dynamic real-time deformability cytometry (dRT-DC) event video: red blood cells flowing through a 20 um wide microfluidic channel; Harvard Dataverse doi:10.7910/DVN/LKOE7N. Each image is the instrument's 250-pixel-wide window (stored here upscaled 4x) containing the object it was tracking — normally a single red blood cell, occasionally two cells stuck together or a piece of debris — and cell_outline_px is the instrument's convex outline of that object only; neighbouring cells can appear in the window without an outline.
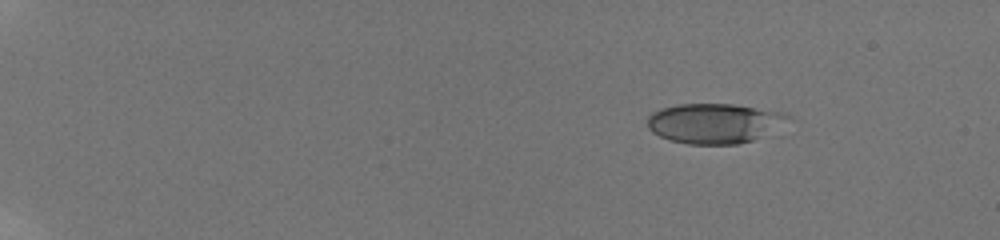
{"species": "human", "species_latin": "Homo sapiens", "temperature_condition": "room temperature", "stored_images_in_passage": 27, "camera_frame_rate_fps": 3000, "um_per_image_px": 0.085, "donor": {"sex": "male"}, "frame": {"image": 1, "passage_image": 1, "time_ms": 0.0, "image_size_px": [1000, 240], "cell_outline_px": [[796, 120], [752, 140], [736, 144], [688, 144], [672, 140], [660, 136], [652, 132], [648, 128], [648, 116], [652, 112], [660, 108], [676, 104], [736, 104], [788, 112]], "centroid_in_image_um": [60.81, 10.45], "position_along_channel_um": 24.2, "area_um2": 33.29}}
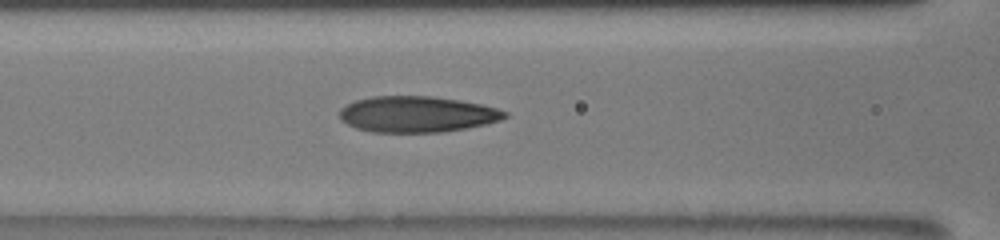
{"frame": {"image": 2, "passage_image": 15, "time_ms": 6.667, "image_size_px": [1000, 240], "cell_outline_px": [[508, 116], [500, 120], [488, 124], [444, 132], [372, 132], [356, 128], [340, 120], [340, 108], [356, 100], [372, 96], [432, 96], [460, 100], [480, 104], [496, 108], [508, 112]], "centroid_in_image_um": [35.46, 9.71], "position_along_channel_um": 131.1, "area_um2": 34.8}}
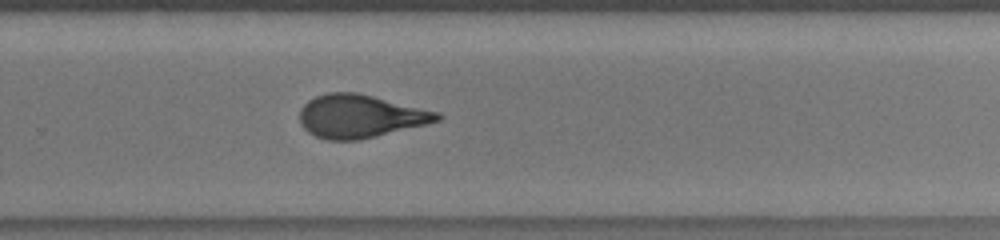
{"frame": {"image": 3, "passage_image": 27, "time_ms": 11.0, "image_size_px": [1000, 240], "cell_outline_px": [[444, 116], [440, 120], [376, 136], [356, 140], [328, 140], [316, 136], [308, 132], [300, 124], [300, 108], [308, 100], [316, 96], [328, 92], [356, 92], [440, 112]], "centroid_in_image_um": [30.59, 9.87], "position_along_channel_um": 299.2, "area_um2": 34.33}}